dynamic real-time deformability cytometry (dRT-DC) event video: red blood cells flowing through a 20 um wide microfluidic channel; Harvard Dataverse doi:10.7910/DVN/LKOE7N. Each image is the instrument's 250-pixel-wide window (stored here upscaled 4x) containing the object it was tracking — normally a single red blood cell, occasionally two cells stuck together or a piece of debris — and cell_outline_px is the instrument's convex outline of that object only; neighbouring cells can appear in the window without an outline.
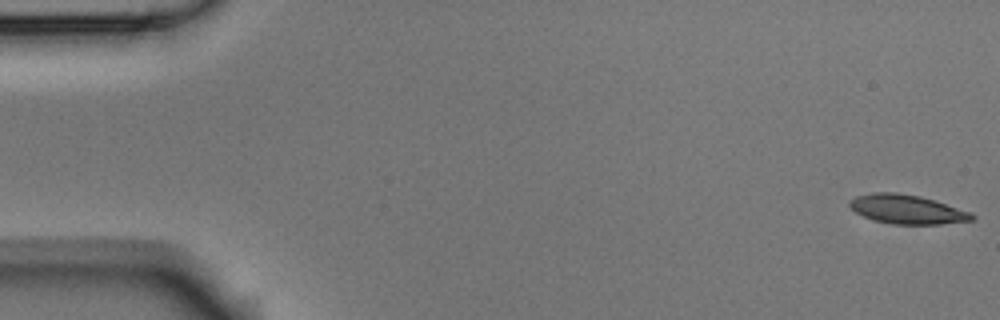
{"species": "Egyptian fruit bat (a non-hibernating species)", "species_latin": "Rousettus aegyptiacus", "temperature_condition": "room temperature", "stored_images_in_passage": 5, "camera_frame_rate_fps": 3000, "um_per_image_px": 0.085, "animal": {"sex": "male"}, "frame": {"image": 1, "passage_image": 1, "time_ms": 0.0, "image_size_px": [1000, 320], "cell_outline_px": [[976, 216], [972, 220], [940, 224], [892, 224], [876, 220], [864, 216], [856, 212], [848, 204], [848, 200], [856, 196], [872, 192], [896, 192], [920, 196], [936, 200], [972, 212]], "centroid_in_image_um": [77.12, 17.78], "position_along_channel_um": 7.9, "area_um2": 20.81}}
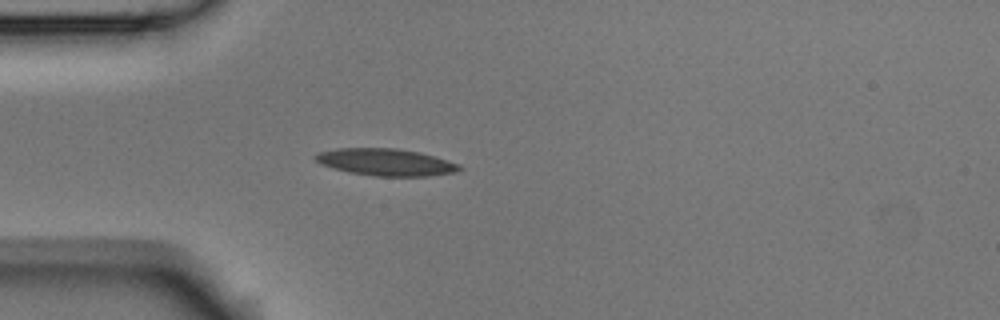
{"frame": {"image": 2, "passage_image": 5, "time_ms": 1.333, "image_size_px": [1000, 320], "cell_outline_px": [[464, 168], [456, 172], [432, 176], [376, 176], [348, 172], [320, 164], [312, 156], [316, 152], [336, 148], [396, 148], [416, 152], [432, 156], [460, 164]], "centroid_in_image_um": [32.76, 13.78], "position_along_channel_um": 52.2, "area_um2": 22.72}}